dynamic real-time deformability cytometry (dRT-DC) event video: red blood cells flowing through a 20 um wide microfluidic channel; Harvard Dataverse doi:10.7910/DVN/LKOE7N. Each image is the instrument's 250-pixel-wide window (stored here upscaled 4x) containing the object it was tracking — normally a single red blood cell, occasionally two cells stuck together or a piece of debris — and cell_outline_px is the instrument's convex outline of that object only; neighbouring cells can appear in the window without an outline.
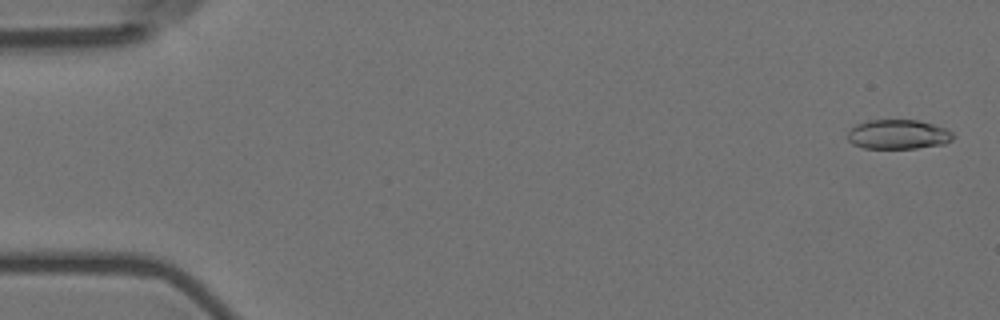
{"species": "Egyptian fruit bat (a non-hibernating species)", "species_latin": "Rousettus aegyptiacus", "temperature_condition": "room temperature", "stored_images_in_passage": 21, "camera_frame_rate_fps": 3000, "um_per_image_px": 0.085, "animal": {"sex": "female"}, "frame": {"image": 1, "passage_image": 2, "time_ms": 0.333, "image_size_px": [1000, 320], "cell_outline_px": [[956, 136], [952, 140], [944, 144], [916, 148], [864, 148], [852, 144], [848, 140], [848, 132], [856, 124], [868, 120], [916, 120], [932, 124], [944, 128], [952, 132]], "centroid_in_image_um": [76.34, 11.43], "position_along_channel_um": 8.7, "area_um2": 18.09}}
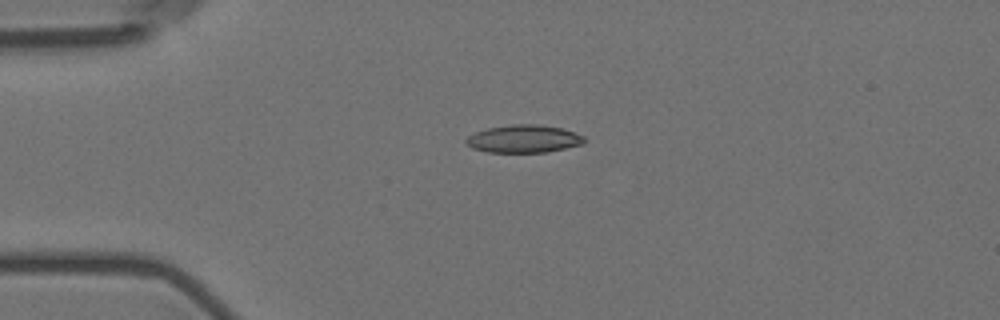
{"frame": {"image": 2, "passage_image": 14, "time_ms": 4.333, "image_size_px": [1000, 320], "cell_outline_px": [[584, 144], [544, 152], [488, 152], [472, 148], [464, 140], [468, 136], [476, 132], [488, 128], [512, 124], [536, 124], [560, 128], [584, 136]], "centroid_in_image_um": [44.49, 11.8], "position_along_channel_um": 40.5, "area_um2": 18.84}}
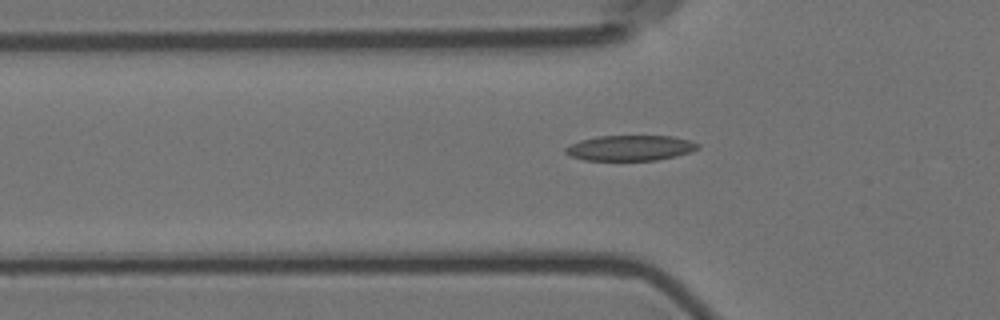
{"frame": {"image": 3, "passage_image": 19, "time_ms": 6.0, "image_size_px": [1000, 320], "cell_outline_px": [[700, 148], [676, 156], [656, 160], [584, 160], [568, 156], [564, 152], [564, 148], [580, 140], [596, 136], [672, 136], [688, 140], [700, 144]], "centroid_in_image_um": [53.53, 12.58], "position_along_channel_um": 72.3, "area_um2": 19.59}}